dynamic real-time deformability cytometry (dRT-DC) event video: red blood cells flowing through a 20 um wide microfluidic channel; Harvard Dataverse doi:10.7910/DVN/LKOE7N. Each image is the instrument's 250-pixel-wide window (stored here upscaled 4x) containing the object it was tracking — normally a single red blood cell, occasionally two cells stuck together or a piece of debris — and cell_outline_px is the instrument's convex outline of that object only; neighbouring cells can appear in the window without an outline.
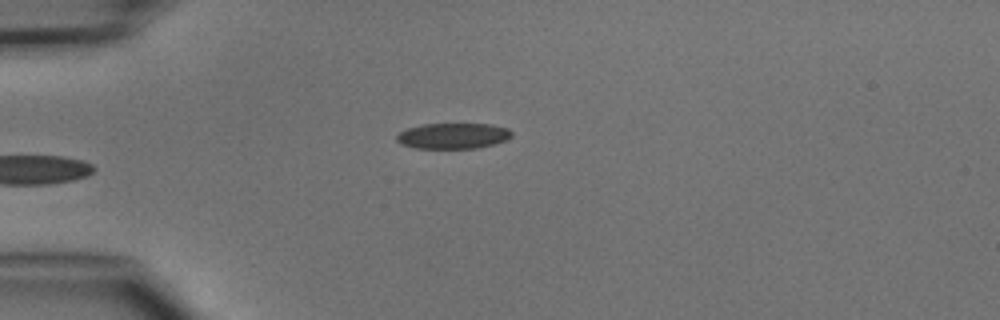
{"species": "common noctule bat (a hibernating species)", "species_latin": "Nyctalus noctula", "temperature_condition": "cold", "stored_images_in_passage": 6, "camera_frame_rate_fps": 3000, "um_per_image_px": 0.085, "animal": {"sex": "male", "body_mass_g": 15.6}, "frame": {"image": 1, "passage_image": 5, "time_ms": 5.0, "image_size_px": [1000, 320], "cell_outline_px": [[512, 136], [508, 140], [476, 148], [416, 148], [400, 144], [396, 140], [396, 136], [400, 132], [408, 128], [424, 124], [488, 124], [508, 128], [512, 132]], "centroid_in_image_um": [38.51, 11.55], "position_along_channel_um": 46.5, "area_um2": 17.17}}